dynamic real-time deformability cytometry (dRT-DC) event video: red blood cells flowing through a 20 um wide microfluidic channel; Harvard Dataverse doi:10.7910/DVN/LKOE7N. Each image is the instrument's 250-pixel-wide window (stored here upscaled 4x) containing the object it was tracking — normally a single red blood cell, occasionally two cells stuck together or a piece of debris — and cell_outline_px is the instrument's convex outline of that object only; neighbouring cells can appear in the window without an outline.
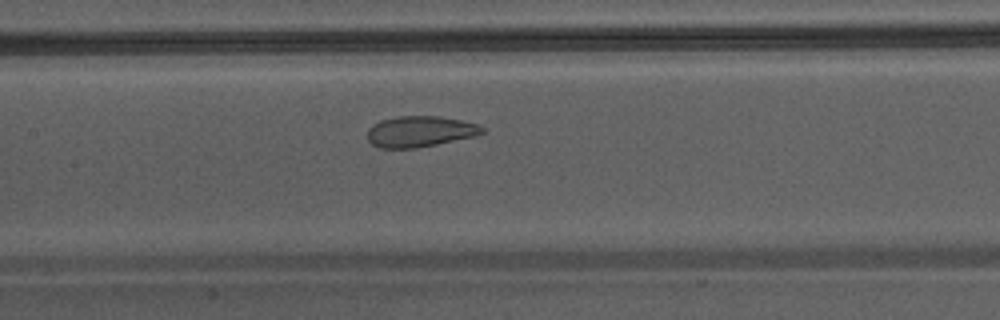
{"species": "Egyptian fruit bat (a non-hibernating species)", "species_latin": "Rousettus aegyptiacus", "temperature_condition": "warm", "stored_images_in_passage": 26, "camera_frame_rate_fps": 3000, "um_per_image_px": 0.085, "animal": {"sex": "male"}, "frame": {"image": 1, "passage_image": 8, "time_ms": 2.333, "image_size_px": [1000, 320], "cell_outline_px": [[488, 132], [476, 136], [416, 148], [380, 148], [372, 144], [368, 140], [368, 128], [372, 124], [380, 120], [396, 116], [440, 116], [480, 124], [488, 128]], "centroid_in_image_um": [35.75, 11.17], "position_along_channel_um": 171.6, "area_um2": 21.04}}
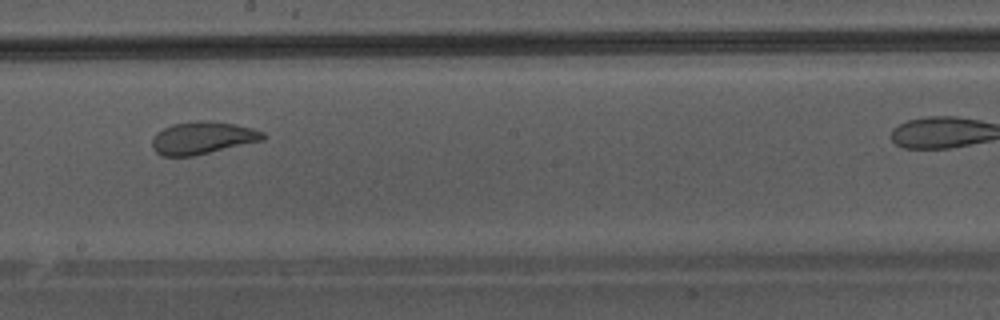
{"frame": {"image": 2, "passage_image": 12, "time_ms": 3.667, "image_size_px": [1000, 320], "cell_outline_px": [[268, 136], [264, 140], [192, 156], [164, 156], [156, 152], [152, 148], [152, 140], [156, 132], [172, 124], [196, 120], [208, 120], [236, 124], [252, 128], [264, 132]], "centroid_in_image_um": [17.23, 11.71], "position_along_channel_um": 231.0, "area_um2": 21.1}}